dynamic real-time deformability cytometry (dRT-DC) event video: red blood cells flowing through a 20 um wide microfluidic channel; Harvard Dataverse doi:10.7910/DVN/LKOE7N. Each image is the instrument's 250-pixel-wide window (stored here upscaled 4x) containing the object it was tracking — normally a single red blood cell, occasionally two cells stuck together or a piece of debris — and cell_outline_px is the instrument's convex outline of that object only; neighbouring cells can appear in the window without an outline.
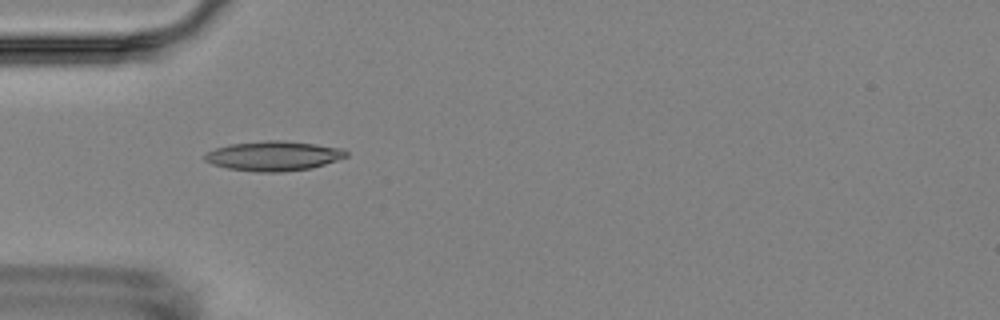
{"species": "Egyptian fruit bat (a non-hibernating species)", "species_latin": "Rousettus aegyptiacus", "temperature_condition": "room temperature", "stored_images_in_passage": 5, "camera_frame_rate_fps": 3000, "um_per_image_px": 0.085, "animal": {"sex": "female"}, "frame": {"image": 1, "passage_image": 4, "time_ms": 3.667, "image_size_px": [1000, 320], "cell_outline_px": [[348, 156], [312, 168], [280, 172], [256, 172], [228, 168], [212, 164], [204, 160], [204, 156], [208, 152], [216, 148], [232, 144], [264, 140], [284, 140], [316, 144], [344, 148], [348, 152]], "centroid_in_image_um": [23.28, 13.25], "position_along_channel_um": 61.7, "area_um2": 24.45}}